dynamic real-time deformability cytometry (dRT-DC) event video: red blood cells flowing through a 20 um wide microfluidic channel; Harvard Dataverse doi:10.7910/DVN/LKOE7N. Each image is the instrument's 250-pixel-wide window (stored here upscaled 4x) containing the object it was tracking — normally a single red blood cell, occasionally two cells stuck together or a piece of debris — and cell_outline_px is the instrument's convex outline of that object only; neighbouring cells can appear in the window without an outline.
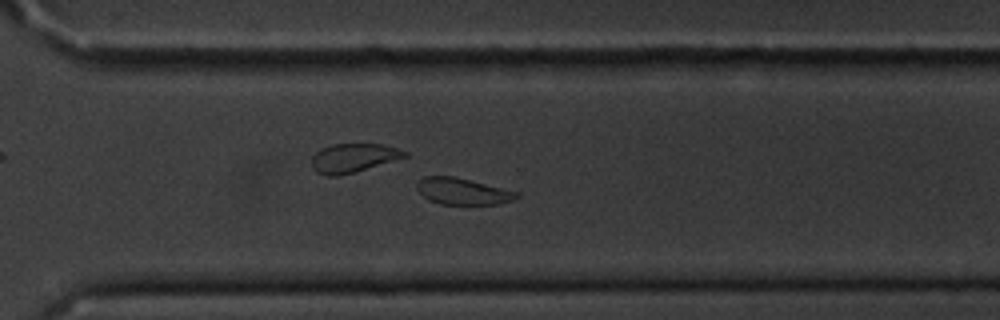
{"species": "common noctule bat (a hibernating species)", "species_latin": "Nyctalus noctula", "temperature_condition": "cold", "stored_images_in_passage": 43, "camera_frame_rate_fps": 3000, "um_per_image_px": 0.085, "animal": {"sex": "male", "body_mass_g": 20.1, "forearm_length_mm": 53.5}, "frame": {"image": 1, "passage_image": 30, "time_ms": 9.667, "image_size_px": [1000, 320], "cell_outline_px": [[520, 196], [512, 200], [500, 204], [440, 204], [428, 200], [416, 188], [416, 184], [424, 176], [452, 176], [520, 192]], "centroid_in_image_um": [39.33, 16.27], "position_along_channel_um": 331.3, "area_um2": 15.32}}
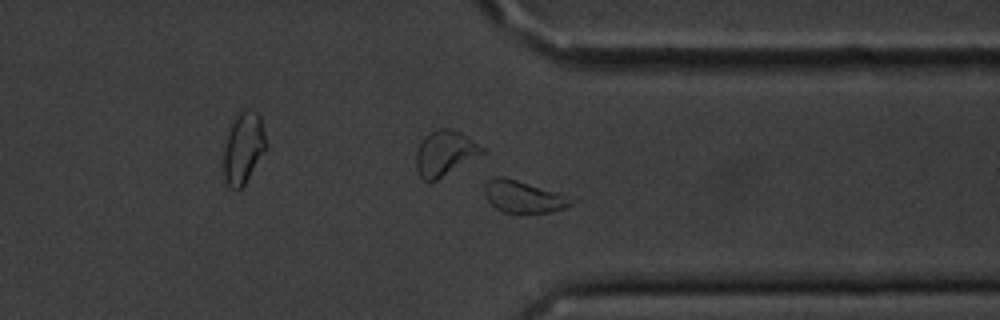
{"frame": {"image": 2, "passage_image": 33, "time_ms": 10.667, "image_size_px": [1000, 320], "cell_outline_px": [[580, 200], [564, 208], [548, 212], [504, 212], [496, 208], [488, 200], [484, 192], [484, 184], [492, 176], [504, 176], [580, 196]], "centroid_in_image_um": [44.65, 16.67], "position_along_channel_um": 366.8, "area_um2": 17.05}, "authors_computed_cell_mechanics": {"area_um2": 16.9932, "velocity_mm_per_s": 3.56, "shape_relaxation_time_tau1_ms": 3.2725, "shape_relaxation_time_tau2_ms": null, "deformation_change_tau1": 0.0812, "deformation_change_tau2": null}}